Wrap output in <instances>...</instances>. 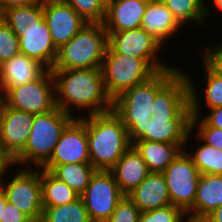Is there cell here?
Returning a JSON list of instances; mask_svg holds the SVG:
<instances>
[{"instance_id":"cell-37","label":"cell","mask_w":222,"mask_h":222,"mask_svg":"<svg viewBox=\"0 0 222 222\" xmlns=\"http://www.w3.org/2000/svg\"><path fill=\"white\" fill-rule=\"evenodd\" d=\"M0 222H33L27 215L7 202L4 206Z\"/></svg>"},{"instance_id":"cell-33","label":"cell","mask_w":222,"mask_h":222,"mask_svg":"<svg viewBox=\"0 0 222 222\" xmlns=\"http://www.w3.org/2000/svg\"><path fill=\"white\" fill-rule=\"evenodd\" d=\"M20 53L19 38L10 27L0 20V65Z\"/></svg>"},{"instance_id":"cell-23","label":"cell","mask_w":222,"mask_h":222,"mask_svg":"<svg viewBox=\"0 0 222 222\" xmlns=\"http://www.w3.org/2000/svg\"><path fill=\"white\" fill-rule=\"evenodd\" d=\"M41 168L50 171L56 178L65 182L79 196L84 193L96 171L90 163L43 165Z\"/></svg>"},{"instance_id":"cell-34","label":"cell","mask_w":222,"mask_h":222,"mask_svg":"<svg viewBox=\"0 0 222 222\" xmlns=\"http://www.w3.org/2000/svg\"><path fill=\"white\" fill-rule=\"evenodd\" d=\"M139 215L140 210L128 195H125L106 222H138Z\"/></svg>"},{"instance_id":"cell-11","label":"cell","mask_w":222,"mask_h":222,"mask_svg":"<svg viewBox=\"0 0 222 222\" xmlns=\"http://www.w3.org/2000/svg\"><path fill=\"white\" fill-rule=\"evenodd\" d=\"M108 45L119 54L146 59L157 71L175 68L160 62L158 53L164 46L142 27L124 31H107Z\"/></svg>"},{"instance_id":"cell-12","label":"cell","mask_w":222,"mask_h":222,"mask_svg":"<svg viewBox=\"0 0 222 222\" xmlns=\"http://www.w3.org/2000/svg\"><path fill=\"white\" fill-rule=\"evenodd\" d=\"M90 163L87 115L74 117L63 129L50 159L44 165Z\"/></svg>"},{"instance_id":"cell-2","label":"cell","mask_w":222,"mask_h":222,"mask_svg":"<svg viewBox=\"0 0 222 222\" xmlns=\"http://www.w3.org/2000/svg\"><path fill=\"white\" fill-rule=\"evenodd\" d=\"M51 73L55 103L62 111L74 117L76 108L87 109L88 116L112 110V99L105 91L101 68L51 69Z\"/></svg>"},{"instance_id":"cell-28","label":"cell","mask_w":222,"mask_h":222,"mask_svg":"<svg viewBox=\"0 0 222 222\" xmlns=\"http://www.w3.org/2000/svg\"><path fill=\"white\" fill-rule=\"evenodd\" d=\"M44 19L42 2L29 6L12 7L2 13V20L9 27L37 26Z\"/></svg>"},{"instance_id":"cell-39","label":"cell","mask_w":222,"mask_h":222,"mask_svg":"<svg viewBox=\"0 0 222 222\" xmlns=\"http://www.w3.org/2000/svg\"><path fill=\"white\" fill-rule=\"evenodd\" d=\"M13 167L12 161L3 153L0 148V182L3 180L7 171Z\"/></svg>"},{"instance_id":"cell-22","label":"cell","mask_w":222,"mask_h":222,"mask_svg":"<svg viewBox=\"0 0 222 222\" xmlns=\"http://www.w3.org/2000/svg\"><path fill=\"white\" fill-rule=\"evenodd\" d=\"M132 145L142 156L150 173H163L185 147V144L148 140H137Z\"/></svg>"},{"instance_id":"cell-7","label":"cell","mask_w":222,"mask_h":222,"mask_svg":"<svg viewBox=\"0 0 222 222\" xmlns=\"http://www.w3.org/2000/svg\"><path fill=\"white\" fill-rule=\"evenodd\" d=\"M20 169L16 171L13 178H10L11 181L7 180V182L3 178L0 188L6 195L7 202L13 204L33 222H40L43 211L41 168L35 170L32 165L27 169L24 167Z\"/></svg>"},{"instance_id":"cell-20","label":"cell","mask_w":222,"mask_h":222,"mask_svg":"<svg viewBox=\"0 0 222 222\" xmlns=\"http://www.w3.org/2000/svg\"><path fill=\"white\" fill-rule=\"evenodd\" d=\"M128 197L140 212L171 205L163 173H149Z\"/></svg>"},{"instance_id":"cell-35","label":"cell","mask_w":222,"mask_h":222,"mask_svg":"<svg viewBox=\"0 0 222 222\" xmlns=\"http://www.w3.org/2000/svg\"><path fill=\"white\" fill-rule=\"evenodd\" d=\"M202 54V63L217 77L222 78V42L208 47Z\"/></svg>"},{"instance_id":"cell-4","label":"cell","mask_w":222,"mask_h":222,"mask_svg":"<svg viewBox=\"0 0 222 222\" xmlns=\"http://www.w3.org/2000/svg\"><path fill=\"white\" fill-rule=\"evenodd\" d=\"M73 118L57 106L34 115L31 133L23 151L12 161L13 166L25 168L30 163L41 168L50 159L63 129Z\"/></svg>"},{"instance_id":"cell-13","label":"cell","mask_w":222,"mask_h":222,"mask_svg":"<svg viewBox=\"0 0 222 222\" xmlns=\"http://www.w3.org/2000/svg\"><path fill=\"white\" fill-rule=\"evenodd\" d=\"M34 114L7 107L0 100V148L13 161L24 149Z\"/></svg>"},{"instance_id":"cell-1","label":"cell","mask_w":222,"mask_h":222,"mask_svg":"<svg viewBox=\"0 0 222 222\" xmlns=\"http://www.w3.org/2000/svg\"><path fill=\"white\" fill-rule=\"evenodd\" d=\"M113 112L128 130L131 144L148 140L187 144L191 106L187 75L181 67L158 71L112 101Z\"/></svg>"},{"instance_id":"cell-26","label":"cell","mask_w":222,"mask_h":222,"mask_svg":"<svg viewBox=\"0 0 222 222\" xmlns=\"http://www.w3.org/2000/svg\"><path fill=\"white\" fill-rule=\"evenodd\" d=\"M40 222H92L81 197L54 207H43Z\"/></svg>"},{"instance_id":"cell-24","label":"cell","mask_w":222,"mask_h":222,"mask_svg":"<svg viewBox=\"0 0 222 222\" xmlns=\"http://www.w3.org/2000/svg\"><path fill=\"white\" fill-rule=\"evenodd\" d=\"M42 206L54 207L71 203L80 196L50 171L41 168Z\"/></svg>"},{"instance_id":"cell-25","label":"cell","mask_w":222,"mask_h":222,"mask_svg":"<svg viewBox=\"0 0 222 222\" xmlns=\"http://www.w3.org/2000/svg\"><path fill=\"white\" fill-rule=\"evenodd\" d=\"M165 5L183 27L191 21L205 26L212 12L204 0H167Z\"/></svg>"},{"instance_id":"cell-16","label":"cell","mask_w":222,"mask_h":222,"mask_svg":"<svg viewBox=\"0 0 222 222\" xmlns=\"http://www.w3.org/2000/svg\"><path fill=\"white\" fill-rule=\"evenodd\" d=\"M47 68L39 61L18 53L0 65V98L12 87L38 79Z\"/></svg>"},{"instance_id":"cell-43","label":"cell","mask_w":222,"mask_h":222,"mask_svg":"<svg viewBox=\"0 0 222 222\" xmlns=\"http://www.w3.org/2000/svg\"><path fill=\"white\" fill-rule=\"evenodd\" d=\"M148 3L151 4H158V5H165L167 0H146Z\"/></svg>"},{"instance_id":"cell-5","label":"cell","mask_w":222,"mask_h":222,"mask_svg":"<svg viewBox=\"0 0 222 222\" xmlns=\"http://www.w3.org/2000/svg\"><path fill=\"white\" fill-rule=\"evenodd\" d=\"M108 33L102 23H87L76 35L58 49L52 69L101 68Z\"/></svg>"},{"instance_id":"cell-32","label":"cell","mask_w":222,"mask_h":222,"mask_svg":"<svg viewBox=\"0 0 222 222\" xmlns=\"http://www.w3.org/2000/svg\"><path fill=\"white\" fill-rule=\"evenodd\" d=\"M205 93L204 102L209 109L222 106V78L217 77L203 64Z\"/></svg>"},{"instance_id":"cell-18","label":"cell","mask_w":222,"mask_h":222,"mask_svg":"<svg viewBox=\"0 0 222 222\" xmlns=\"http://www.w3.org/2000/svg\"><path fill=\"white\" fill-rule=\"evenodd\" d=\"M222 205V175L201 174L194 205L186 212L189 222H201Z\"/></svg>"},{"instance_id":"cell-15","label":"cell","mask_w":222,"mask_h":222,"mask_svg":"<svg viewBox=\"0 0 222 222\" xmlns=\"http://www.w3.org/2000/svg\"><path fill=\"white\" fill-rule=\"evenodd\" d=\"M18 36L20 53L39 61L48 70H51L58 54L48 25L43 19L37 26L10 27Z\"/></svg>"},{"instance_id":"cell-27","label":"cell","mask_w":222,"mask_h":222,"mask_svg":"<svg viewBox=\"0 0 222 222\" xmlns=\"http://www.w3.org/2000/svg\"><path fill=\"white\" fill-rule=\"evenodd\" d=\"M200 146L193 152L184 151L192 159L201 174L222 175V150L204 143L201 139Z\"/></svg>"},{"instance_id":"cell-41","label":"cell","mask_w":222,"mask_h":222,"mask_svg":"<svg viewBox=\"0 0 222 222\" xmlns=\"http://www.w3.org/2000/svg\"><path fill=\"white\" fill-rule=\"evenodd\" d=\"M7 203V197L0 188V221L3 214L4 206Z\"/></svg>"},{"instance_id":"cell-45","label":"cell","mask_w":222,"mask_h":222,"mask_svg":"<svg viewBox=\"0 0 222 222\" xmlns=\"http://www.w3.org/2000/svg\"><path fill=\"white\" fill-rule=\"evenodd\" d=\"M2 10H1V8H0V20L2 19Z\"/></svg>"},{"instance_id":"cell-42","label":"cell","mask_w":222,"mask_h":222,"mask_svg":"<svg viewBox=\"0 0 222 222\" xmlns=\"http://www.w3.org/2000/svg\"><path fill=\"white\" fill-rule=\"evenodd\" d=\"M212 1L214 2L212 4L215 5L214 7H216L215 9H218V12L222 13V0H212Z\"/></svg>"},{"instance_id":"cell-29","label":"cell","mask_w":222,"mask_h":222,"mask_svg":"<svg viewBox=\"0 0 222 222\" xmlns=\"http://www.w3.org/2000/svg\"><path fill=\"white\" fill-rule=\"evenodd\" d=\"M187 74L189 83V95H190V106H191V126H211L214 128L222 129V106L213 109H208L209 113L206 117H201L200 109L202 101L197 94V87L193 83L194 79H191Z\"/></svg>"},{"instance_id":"cell-8","label":"cell","mask_w":222,"mask_h":222,"mask_svg":"<svg viewBox=\"0 0 222 222\" xmlns=\"http://www.w3.org/2000/svg\"><path fill=\"white\" fill-rule=\"evenodd\" d=\"M0 100L7 107L34 115L54 109L55 85L51 70L47 69L34 81L10 88Z\"/></svg>"},{"instance_id":"cell-9","label":"cell","mask_w":222,"mask_h":222,"mask_svg":"<svg viewBox=\"0 0 222 222\" xmlns=\"http://www.w3.org/2000/svg\"><path fill=\"white\" fill-rule=\"evenodd\" d=\"M163 176L171 204L186 213L195 202L197 185L201 176L198 168L183 150L164 170Z\"/></svg>"},{"instance_id":"cell-3","label":"cell","mask_w":222,"mask_h":222,"mask_svg":"<svg viewBox=\"0 0 222 222\" xmlns=\"http://www.w3.org/2000/svg\"><path fill=\"white\" fill-rule=\"evenodd\" d=\"M90 164L96 170L110 171L132 145L128 130L113 110L87 115Z\"/></svg>"},{"instance_id":"cell-10","label":"cell","mask_w":222,"mask_h":222,"mask_svg":"<svg viewBox=\"0 0 222 222\" xmlns=\"http://www.w3.org/2000/svg\"><path fill=\"white\" fill-rule=\"evenodd\" d=\"M124 196L111 171L96 170L80 197L92 222H106Z\"/></svg>"},{"instance_id":"cell-14","label":"cell","mask_w":222,"mask_h":222,"mask_svg":"<svg viewBox=\"0 0 222 222\" xmlns=\"http://www.w3.org/2000/svg\"><path fill=\"white\" fill-rule=\"evenodd\" d=\"M42 11L57 49L87 24L70 5L61 0H42Z\"/></svg>"},{"instance_id":"cell-40","label":"cell","mask_w":222,"mask_h":222,"mask_svg":"<svg viewBox=\"0 0 222 222\" xmlns=\"http://www.w3.org/2000/svg\"><path fill=\"white\" fill-rule=\"evenodd\" d=\"M201 222H222V205L209 213Z\"/></svg>"},{"instance_id":"cell-36","label":"cell","mask_w":222,"mask_h":222,"mask_svg":"<svg viewBox=\"0 0 222 222\" xmlns=\"http://www.w3.org/2000/svg\"><path fill=\"white\" fill-rule=\"evenodd\" d=\"M191 129L193 131L198 130L196 133L197 139H201L207 145L222 150V129L211 126H191Z\"/></svg>"},{"instance_id":"cell-30","label":"cell","mask_w":222,"mask_h":222,"mask_svg":"<svg viewBox=\"0 0 222 222\" xmlns=\"http://www.w3.org/2000/svg\"><path fill=\"white\" fill-rule=\"evenodd\" d=\"M70 5L87 23H103L106 4L102 0H61Z\"/></svg>"},{"instance_id":"cell-6","label":"cell","mask_w":222,"mask_h":222,"mask_svg":"<svg viewBox=\"0 0 222 222\" xmlns=\"http://www.w3.org/2000/svg\"><path fill=\"white\" fill-rule=\"evenodd\" d=\"M101 71L105 91L112 101L125 90L147 81L158 72L146 59L116 53L109 45Z\"/></svg>"},{"instance_id":"cell-19","label":"cell","mask_w":222,"mask_h":222,"mask_svg":"<svg viewBox=\"0 0 222 222\" xmlns=\"http://www.w3.org/2000/svg\"><path fill=\"white\" fill-rule=\"evenodd\" d=\"M121 192L128 195L150 173L145 161L133 145L110 170Z\"/></svg>"},{"instance_id":"cell-21","label":"cell","mask_w":222,"mask_h":222,"mask_svg":"<svg viewBox=\"0 0 222 222\" xmlns=\"http://www.w3.org/2000/svg\"><path fill=\"white\" fill-rule=\"evenodd\" d=\"M141 27L163 46L167 41L166 39H171L178 30L180 31L184 28L166 5L151 3L147 4L145 14L141 21Z\"/></svg>"},{"instance_id":"cell-44","label":"cell","mask_w":222,"mask_h":222,"mask_svg":"<svg viewBox=\"0 0 222 222\" xmlns=\"http://www.w3.org/2000/svg\"><path fill=\"white\" fill-rule=\"evenodd\" d=\"M105 4L109 3L111 0H102Z\"/></svg>"},{"instance_id":"cell-31","label":"cell","mask_w":222,"mask_h":222,"mask_svg":"<svg viewBox=\"0 0 222 222\" xmlns=\"http://www.w3.org/2000/svg\"><path fill=\"white\" fill-rule=\"evenodd\" d=\"M186 213L179 207L167 205L158 209L140 212L138 222H188Z\"/></svg>"},{"instance_id":"cell-17","label":"cell","mask_w":222,"mask_h":222,"mask_svg":"<svg viewBox=\"0 0 222 222\" xmlns=\"http://www.w3.org/2000/svg\"><path fill=\"white\" fill-rule=\"evenodd\" d=\"M146 0H111L106 4L103 26L106 31H124L141 27Z\"/></svg>"},{"instance_id":"cell-38","label":"cell","mask_w":222,"mask_h":222,"mask_svg":"<svg viewBox=\"0 0 222 222\" xmlns=\"http://www.w3.org/2000/svg\"><path fill=\"white\" fill-rule=\"evenodd\" d=\"M41 2L42 0H0V8L3 12L12 7L29 6Z\"/></svg>"}]
</instances>
